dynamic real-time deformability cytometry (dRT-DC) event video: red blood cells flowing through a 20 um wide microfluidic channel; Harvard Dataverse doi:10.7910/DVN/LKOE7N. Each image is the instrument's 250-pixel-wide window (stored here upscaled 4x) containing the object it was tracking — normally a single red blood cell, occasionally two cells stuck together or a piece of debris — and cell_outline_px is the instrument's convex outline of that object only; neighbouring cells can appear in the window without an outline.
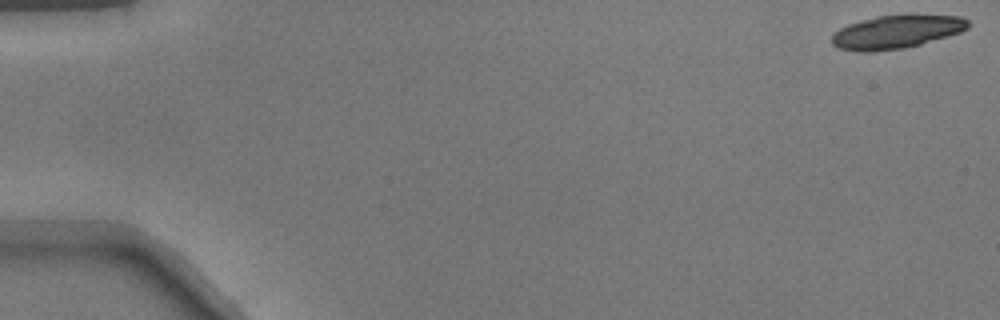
{"species": "common noctule bat (a hibernating species)", "species_latin": "Nyctalus noctula", "temperature_condition": "warm", "stored_images_in_passage": 19, "camera_frame_rate_fps": 3000, "um_per_image_px": 0.085, "animal": {"sex": "male", "body_mass_g": 17.9}, "frame": {"image": 1, "passage_image": 1, "time_ms": 0.0, "image_size_px": [1000, 320], "cell_outline_px": [[972, 24], [968, 28], [960, 32], [948, 36], [920, 44], [904, 48], [872, 52], [860, 52], [840, 48], [832, 44], [832, 36], [840, 28], [848, 24], [880, 16], [960, 16], [968, 20]], "centroid_in_image_um": [76.21, 2.73], "position_along_channel_um": 8.8, "area_um2": 25.89}}
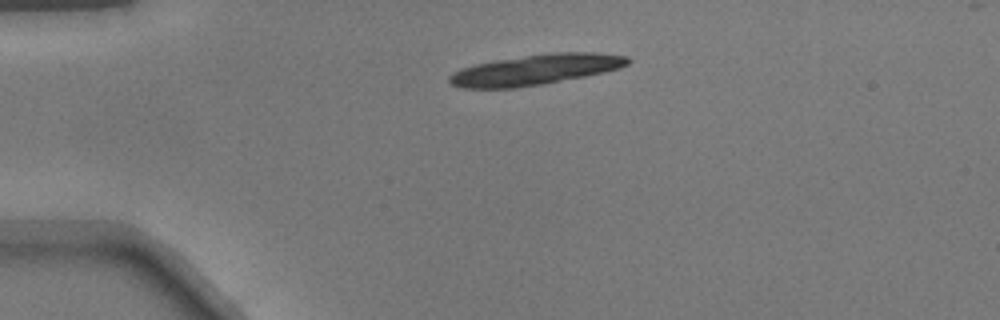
{"frame": {"image": 2, "passage_image": 12, "time_ms": 3.667, "image_size_px": [1000, 320], "cell_outline_px": [[632, 60], [628, 64], [620, 68], [604, 72], [544, 84], [516, 88], [464, 88], [452, 84], [448, 80], [448, 76], [452, 72], [476, 64], [496, 60], [552, 52], [596, 52], [628, 56]], "centroid_in_image_um": [45.56, 5.92], "position_along_channel_um": 39.4, "area_um2": 31.56}}